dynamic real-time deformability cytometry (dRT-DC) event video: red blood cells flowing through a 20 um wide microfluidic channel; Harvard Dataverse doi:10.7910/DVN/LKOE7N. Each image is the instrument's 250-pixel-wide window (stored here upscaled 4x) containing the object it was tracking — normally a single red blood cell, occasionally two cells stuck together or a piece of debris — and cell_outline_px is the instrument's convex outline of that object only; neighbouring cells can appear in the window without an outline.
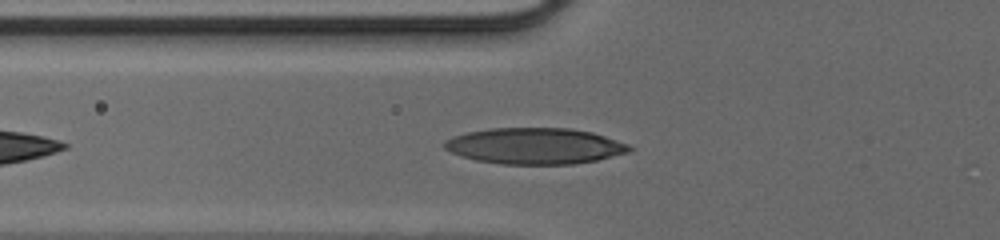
{"species": "human", "species_latin": "Homo sapiens", "temperature_condition": "cold", "stored_images_in_passage": 32, "camera_frame_rate_fps": 3000, "um_per_image_px": 0.085, "donor": {"sex": "male"}, "frame": {"image": 1, "passage_image": 5, "time_ms": 1.333, "image_size_px": [1000, 240], "cell_outline_px": [[636, 148], [628, 152], [596, 160], [572, 164], [500, 164], [476, 160], [460, 156], [444, 148], [444, 140], [452, 136], [468, 132], [492, 128], [568, 128], [592, 132], [628, 144]], "centroid_in_image_um": [45.45, 12.41], "position_along_channel_um": 80.4, "area_um2": 38.9}}
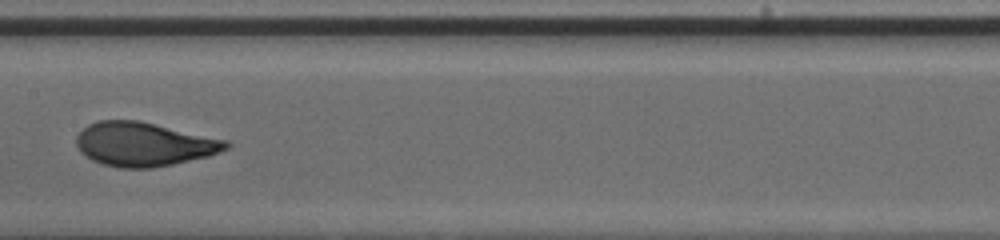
{"frame": {"image": 2, "passage_image": 13, "time_ms": 4.0, "image_size_px": [1000, 240], "cell_outline_px": [[232, 144], [228, 148], [220, 152], [208, 156], [172, 164], [152, 168], [120, 168], [104, 164], [92, 160], [84, 156], [80, 152], [76, 144], [76, 136], [88, 124], [100, 120], [140, 120], [228, 140]], "centroid_in_image_um": [12.24, 12.25], "position_along_channel_um": 195.2, "area_um2": 38.49}}
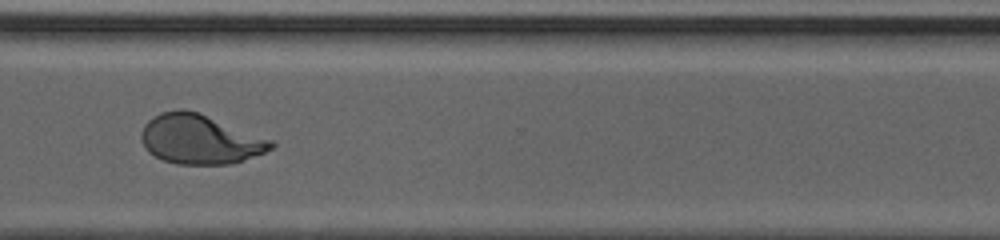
{"frame": {"image": 3, "passage_image": 24, "time_ms": 7.667, "image_size_px": [1000, 240], "cell_outline_px": [[276, 144], [272, 148], [264, 152], [228, 164], [176, 164], [164, 160], [148, 152], [140, 140], [140, 132], [144, 124], [152, 116], [160, 112], [180, 108], [184, 108], [200, 112], [272, 140]], "centroid_in_image_um": [16.93, 11.81], "position_along_channel_um": 353.7, "area_um2": 37.51}}